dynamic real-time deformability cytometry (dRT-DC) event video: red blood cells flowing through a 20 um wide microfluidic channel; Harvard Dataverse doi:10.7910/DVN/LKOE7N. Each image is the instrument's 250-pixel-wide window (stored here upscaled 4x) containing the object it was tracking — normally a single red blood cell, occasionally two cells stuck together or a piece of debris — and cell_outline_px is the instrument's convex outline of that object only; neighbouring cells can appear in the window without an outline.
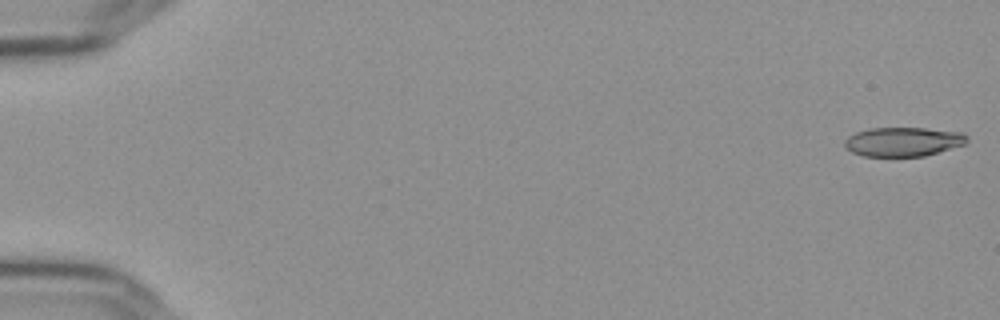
{"species": "Egyptian fruit bat (a non-hibernating species)", "species_latin": "Rousettus aegyptiacus", "temperature_condition": "cold", "stored_images_in_passage": 56, "camera_frame_rate_fps": 3000, "um_per_image_px": 0.085, "frame": {"image": 1, "passage_image": 1, "time_ms": 0.0, "image_size_px": [1000, 320], "cell_outline_px": [[968, 140], [964, 144], [924, 156], [864, 156], [852, 152], [844, 144], [844, 140], [848, 136], [856, 132], [868, 128], [924, 128], [960, 132], [968, 136]], "centroid_in_image_um": [76.75, 12.04], "position_along_channel_um": 8.3, "area_um2": 20.63}}
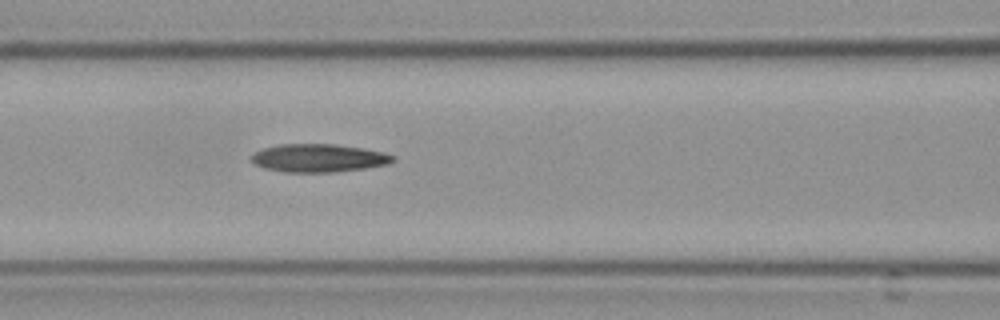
{"frame": {"image": 2, "passage_image": 25, "time_ms": 8.0, "image_size_px": [1000, 320], "cell_outline_px": [[396, 156], [388, 164], [364, 168], [332, 172], [284, 172], [264, 168], [256, 164], [252, 160], [252, 152], [264, 148], [280, 144], [336, 144], [384, 152]], "centroid_in_image_um": [27.06, 13.43], "position_along_channel_um": 139.5, "area_um2": 23.0}}
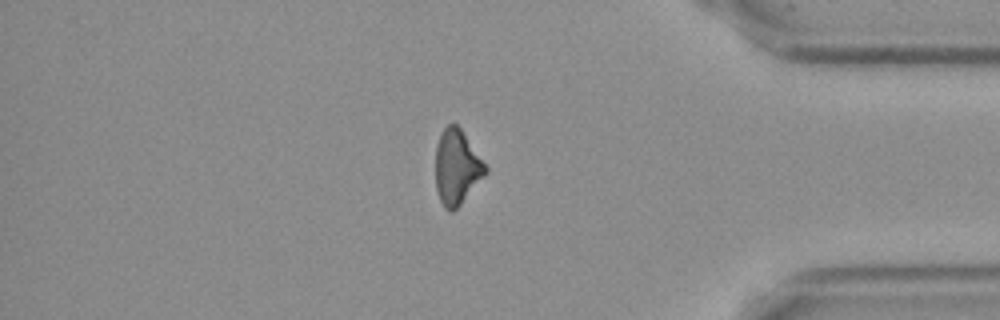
{"frame": {"image": 3, "passage_image": 48, "time_ms": 15.667, "image_size_px": [1000, 320], "cell_outline_px": [[488, 172], [460, 204], [452, 212], [444, 208], [440, 200], [436, 188], [436, 144], [444, 128], [448, 124], [456, 124], [460, 128], [488, 168]], "centroid_in_image_um": [38.82, 14.22], "position_along_channel_um": 396.4, "area_um2": 21.44}}